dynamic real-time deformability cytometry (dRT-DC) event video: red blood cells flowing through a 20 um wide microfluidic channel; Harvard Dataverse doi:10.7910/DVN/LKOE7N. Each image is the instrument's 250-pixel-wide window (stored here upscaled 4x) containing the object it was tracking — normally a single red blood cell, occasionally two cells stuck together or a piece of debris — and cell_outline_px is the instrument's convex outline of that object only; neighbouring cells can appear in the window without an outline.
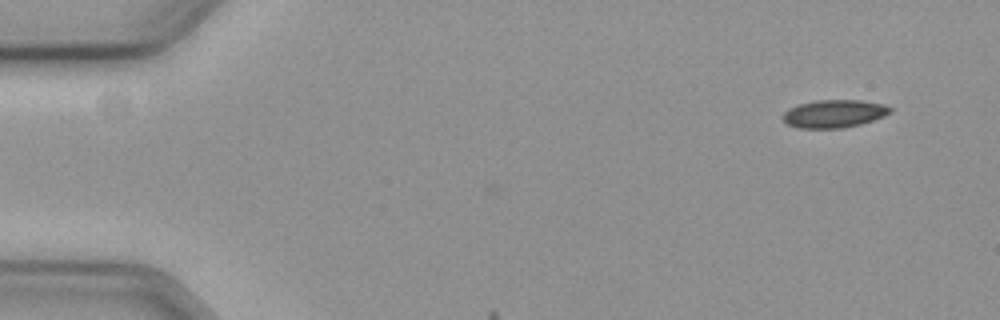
{"species": "common noctule bat (a hibernating species)", "species_latin": "Nyctalus noctula", "temperature_condition": "cold", "stored_images_in_passage": 39, "camera_frame_rate_fps": 3000, "um_per_image_px": 0.085, "animal": {"sex": "female", "body_mass_g": 19.3, "forearm_length_mm": 54.1}, "frame": {"image": 1, "passage_image": 1, "time_ms": 0.0, "image_size_px": [1000, 320], "cell_outline_px": [[892, 112], [884, 116], [860, 124], [844, 128], [800, 128], [788, 124], [784, 120], [784, 112], [788, 108], [800, 104], [816, 100], [860, 100], [884, 104], [892, 108]], "centroid_in_image_um": [70.93, 9.66], "position_along_channel_um": 14.1, "area_um2": 17.34}}
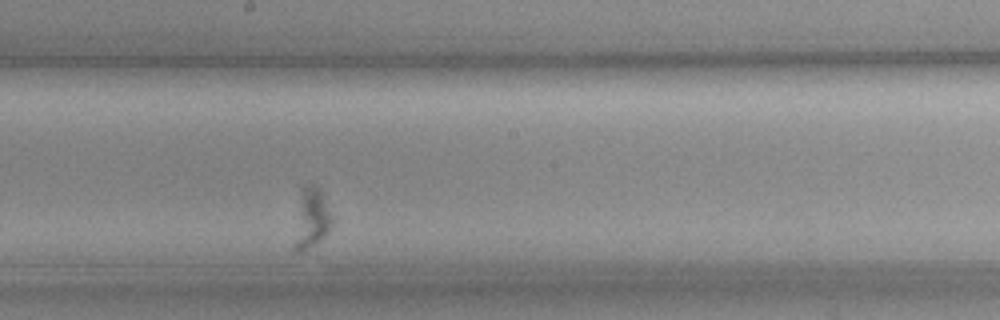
{"frame": {"image": 2, "passage_image": 22, "time_ms": 7.0, "image_size_px": [1000, 320], "cell_outline_px": [[332, 224], [328, 232], [320, 240], [300, 252], [292, 252], [292, 248], [300, 188], [304, 184], [312, 184], [320, 192], [332, 216]], "centroid_in_image_um": [26.4, 18.58], "position_along_channel_um": 221.8, "area_um2": 13.18}}
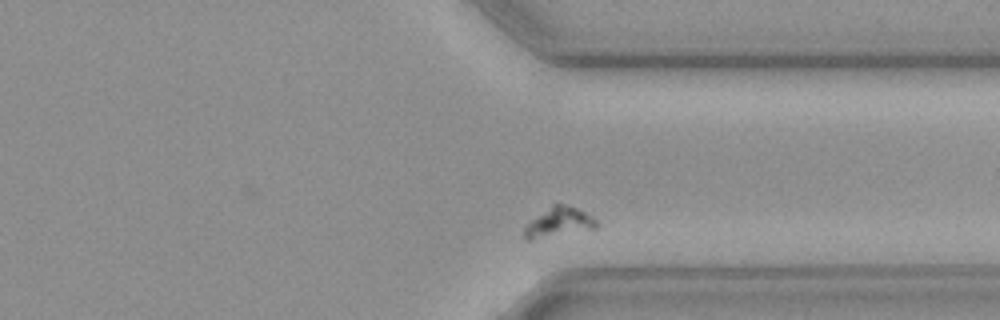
{"frame": {"image": 3, "passage_image": 35, "time_ms": 11.333, "image_size_px": [1000, 320], "cell_outline_px": [[600, 224], [596, 228], [528, 240], [524, 240], [524, 228], [532, 220], [556, 200], [576, 208], [592, 216]], "centroid_in_image_um": [47.51, 18.85], "position_along_channel_um": 363.9, "area_um2": 12.37}}